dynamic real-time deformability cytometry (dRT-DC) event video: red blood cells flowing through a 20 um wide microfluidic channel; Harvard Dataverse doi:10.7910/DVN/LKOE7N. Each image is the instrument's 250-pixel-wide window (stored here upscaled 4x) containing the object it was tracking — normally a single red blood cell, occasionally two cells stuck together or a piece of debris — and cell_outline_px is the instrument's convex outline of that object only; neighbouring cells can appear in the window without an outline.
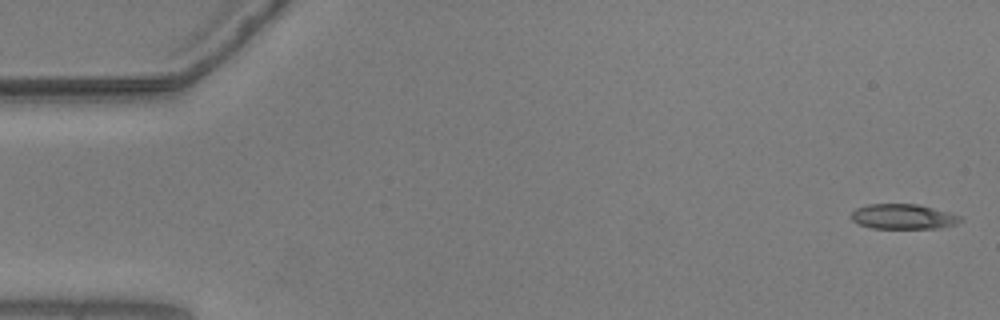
{"species": "common noctule bat (a hibernating species)", "species_latin": "Nyctalus noctula", "temperature_condition": "warm", "stored_images_in_passage": 55, "camera_frame_rate_fps": 3000, "um_per_image_px": 0.085, "animal": {"sex": "male", "body_mass_g": 20.5, "forearm_length_mm": 52.5}, "frame": {"image": 1, "passage_image": 1, "time_ms": 0.0, "image_size_px": [1000, 320], "cell_outline_px": [[964, 220], [956, 224], [940, 228], [872, 228], [860, 224], [852, 220], [852, 212], [856, 208], [868, 204], [916, 204], [948, 212], [960, 216]], "centroid_in_image_um": [76.78, 18.41], "position_along_channel_um": 8.2, "area_um2": 15.78}}
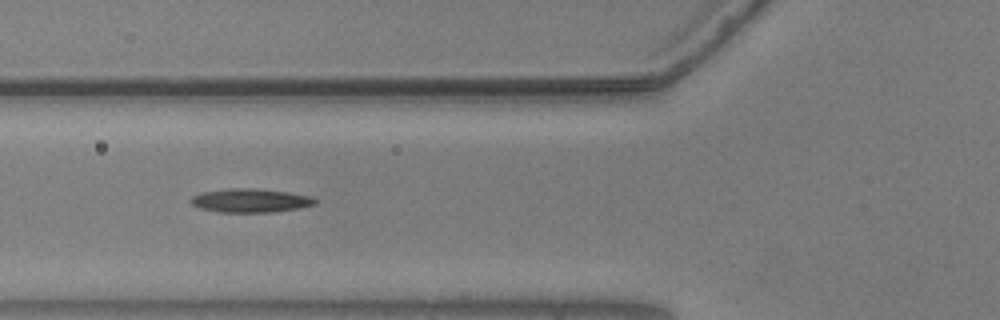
{"frame": {"image": 2, "passage_image": 20, "time_ms": 6.333, "image_size_px": [1000, 320], "cell_outline_px": [[316, 204], [300, 208], [272, 212], [220, 212], [200, 208], [192, 204], [188, 200], [192, 196], [200, 192], [228, 188], [256, 188], [288, 192], [312, 196], [316, 200]], "centroid_in_image_um": [21.27, 17.03], "position_along_channel_um": 104.5, "area_um2": 17.34}}
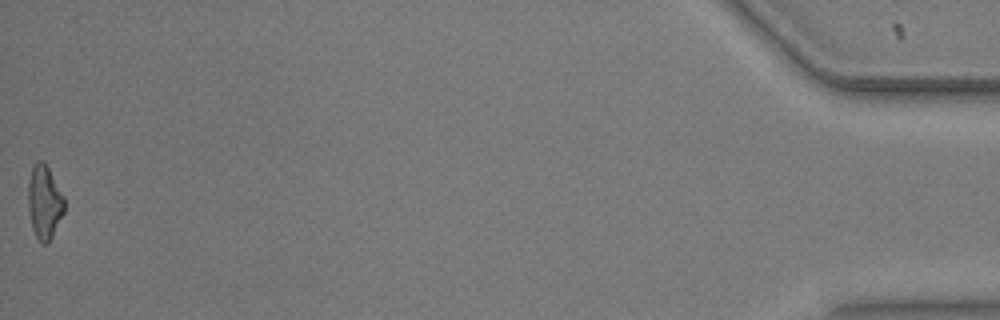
{"frame": {"image": 3, "passage_image": 55, "time_ms": 18.0, "image_size_px": [1000, 320], "cell_outline_px": [[64, 212], [48, 244], [44, 244], [36, 236], [32, 228], [28, 208], [28, 184], [32, 168], [36, 160], [44, 160], [64, 196]], "centroid_in_image_um": [3.77, 17.15], "position_along_channel_um": 431.4, "area_um2": 15.49}, "authors_computed_cell_mechanics": {"area_um2": 16.0106, "velocity_mm_per_s": 3.6597, "shape_relaxation_time_tau1_ms": null, "shape_relaxation_time_tau2_ms": 8.3597, "deformation_change_tau1": null, "deformation_change_tau2": 0.2128}}